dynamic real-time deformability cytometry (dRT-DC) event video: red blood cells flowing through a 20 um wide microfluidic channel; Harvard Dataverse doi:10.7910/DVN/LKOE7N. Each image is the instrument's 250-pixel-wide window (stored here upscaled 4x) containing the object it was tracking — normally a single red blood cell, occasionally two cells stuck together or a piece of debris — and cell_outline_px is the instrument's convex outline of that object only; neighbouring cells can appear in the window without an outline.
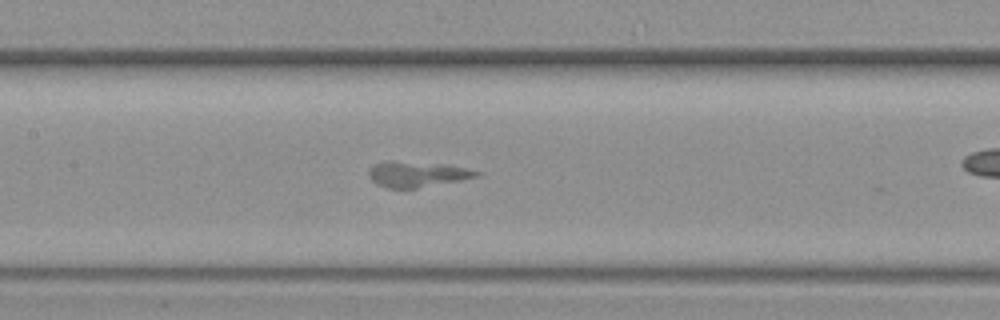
{"species": "common noctule bat (a hibernating species)", "species_latin": "Nyctalus noctula", "temperature_condition": "warm", "stored_images_in_passage": 10, "segment_of_instrument_passage": [1, 2], "camera_frame_rate_fps": 3000, "um_per_image_px": 0.085, "animal": {"sex": "female", "body_mass_g": 19.3, "forearm_length_mm": 54.1}, "frame": {"image": 1, "passage_image": 9, "time_ms": 2.667, "image_size_px": [1000, 320], "cell_outline_px": [[484, 172], [480, 176], [460, 180], [416, 188], [384, 188], [376, 184], [372, 180], [368, 172], [368, 168], [372, 164], [404, 164], [464, 168]], "centroid_in_image_um": [35.44, 14.9], "position_along_channel_um": 172.0, "area_um2": 14.57}}